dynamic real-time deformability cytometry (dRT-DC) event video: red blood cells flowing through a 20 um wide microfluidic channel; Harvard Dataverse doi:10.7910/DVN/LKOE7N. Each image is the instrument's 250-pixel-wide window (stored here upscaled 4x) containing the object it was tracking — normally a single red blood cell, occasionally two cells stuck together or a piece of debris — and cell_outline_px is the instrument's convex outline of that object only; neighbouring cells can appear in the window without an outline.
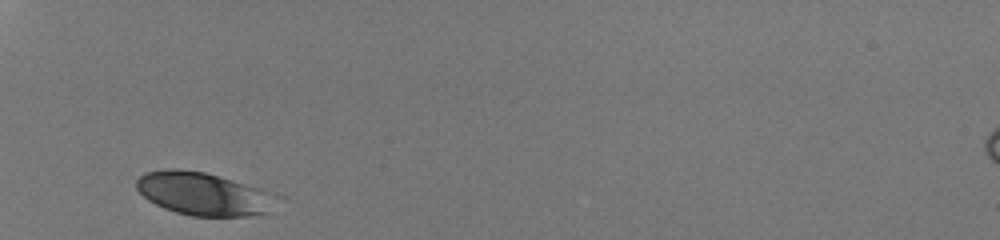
{"species": "human", "species_latin": "Homo sapiens", "temperature_condition": "room temperature", "stored_images_in_passage": 26, "camera_frame_rate_fps": 3000, "um_per_image_px": 0.085, "donor": {"sex": "male"}, "frame": {"image": 1, "passage_image": 1, "time_ms": 0.0, "image_size_px": [1000, 240], "cell_outline_px": [[280, 196], [268, 216], [192, 216], [176, 212], [164, 208], [148, 200], [136, 188], [136, 180], [144, 172], [168, 168], [180, 168], [204, 172], [264, 188], [276, 192]], "centroid_in_image_um": [17.4, 16.48], "position_along_channel_um": 67.6, "area_um2": 36.01}}
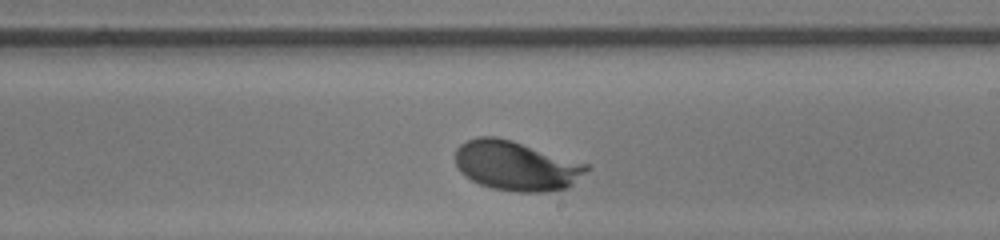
{"frame": {"image": 2, "passage_image": 15, "time_ms": 4.667, "image_size_px": [1000, 240], "cell_outline_px": [[592, 168], [568, 188], [544, 192], [516, 192], [492, 188], [480, 184], [464, 176], [460, 172], [456, 164], [456, 148], [460, 144], [476, 136], [496, 136], [512, 140], [592, 164]], "centroid_in_image_um": [43.93, 14.08], "position_along_channel_um": 245.1, "area_um2": 38.55}}
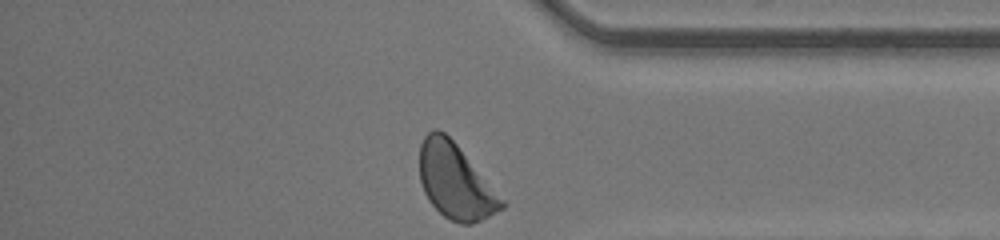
{"frame": {"image": 3, "passage_image": 26, "time_ms": 8.333, "image_size_px": [1000, 240], "cell_outline_px": [[508, 204], [504, 208], [472, 224], [460, 224], [444, 216], [428, 200], [424, 192], [420, 180], [420, 144], [424, 136], [432, 128], [436, 128], [444, 132], [456, 144], [508, 200]], "centroid_in_image_um": [38.76, 15.42], "position_along_channel_um": 396.4, "area_um2": 36.36}, "authors_computed_cell_mechanics": {"area_um2": 36.3562, "velocity_mm_per_s": 4.2026, "shape_relaxation_time_tau1_ms": 1.7125, "shape_relaxation_time_tau2_ms": null, "deformation_change_tau1": 0.1205, "deformation_change_tau2": null}}